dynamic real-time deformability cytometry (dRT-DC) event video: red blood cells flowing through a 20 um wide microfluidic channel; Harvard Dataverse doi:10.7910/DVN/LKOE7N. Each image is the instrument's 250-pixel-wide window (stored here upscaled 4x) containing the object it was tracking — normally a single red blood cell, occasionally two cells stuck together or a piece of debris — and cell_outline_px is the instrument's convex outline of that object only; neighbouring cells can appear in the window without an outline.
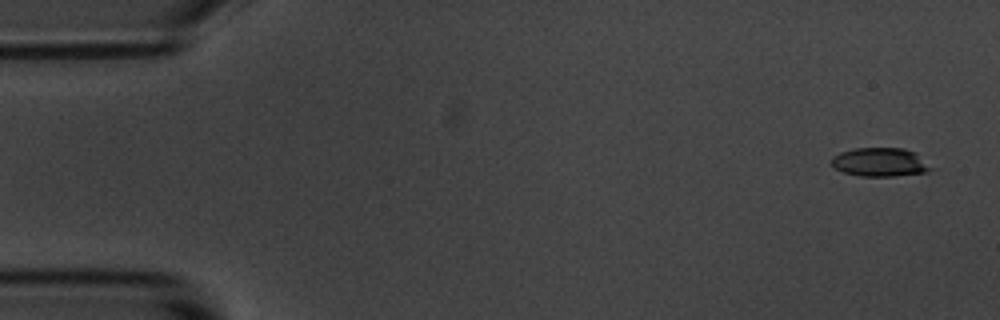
{"species": "common noctule bat (a hibernating species)", "species_latin": "Nyctalus noctula", "temperature_condition": "room temperature", "stored_images_in_passage": 5, "segment_of_instrument_passage": [1, 2], "camera_frame_rate_fps": 3000, "um_per_image_px": 0.085, "animal": {"sex": "male", "body_mass_g": 20.1, "forearm_length_mm": 53.5}, "frame": {"image": 1, "passage_image": 1, "time_ms": 0.0, "image_size_px": [1000, 320], "cell_outline_px": [[932, 168], [928, 172], [892, 176], [860, 176], [844, 172], [836, 168], [832, 164], [832, 156], [840, 152], [856, 148], [904, 148], [916, 152]], "centroid_in_image_um": [74.81, 13.78], "position_along_channel_um": 10.2, "area_um2": 16.53}}
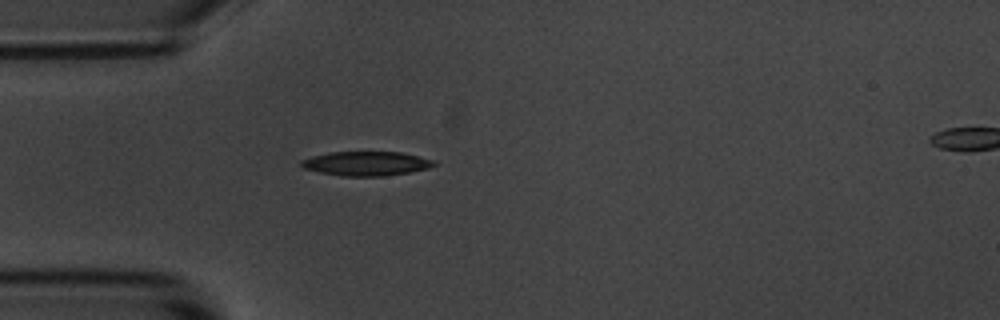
{"frame": {"image": 2, "passage_image": 4, "time_ms": 4.333, "image_size_px": [1000, 320], "cell_outline_px": [[436, 164], [428, 168], [408, 172], [384, 176], [340, 176], [320, 172], [304, 168], [300, 164], [300, 160], [312, 156], [332, 152], [400, 152], [432, 160]], "centroid_in_image_um": [31.08, 13.9], "position_along_channel_um": 53.9, "area_um2": 18.5}}